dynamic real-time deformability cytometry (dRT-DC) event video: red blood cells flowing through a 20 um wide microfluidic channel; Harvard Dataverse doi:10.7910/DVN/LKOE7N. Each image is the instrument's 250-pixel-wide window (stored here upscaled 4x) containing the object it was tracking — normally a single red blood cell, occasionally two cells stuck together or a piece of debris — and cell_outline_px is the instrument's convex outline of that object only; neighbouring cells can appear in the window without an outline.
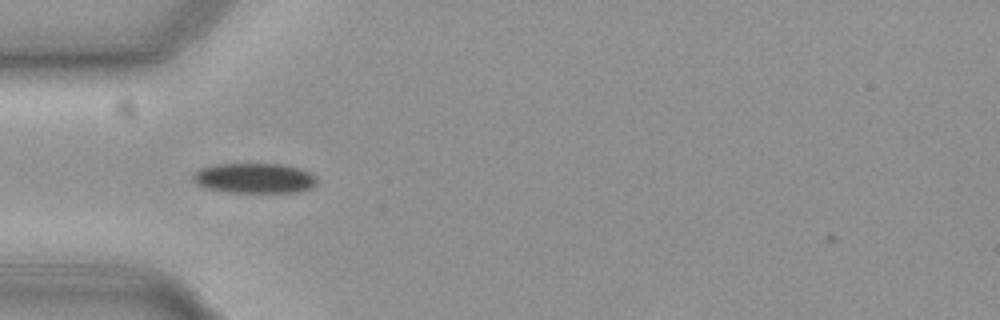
{"species": "common noctule bat (a hibernating species)", "species_latin": "Nyctalus noctula", "temperature_condition": "cold", "stored_images_in_passage": 37, "camera_frame_rate_fps": 3000, "um_per_image_px": 0.085, "animal": {"sex": "female", "body_mass_g": 19.3, "forearm_length_mm": 54.1}, "frame": {"image": 1, "passage_image": 2, "time_ms": 0.333, "image_size_px": [1000, 320], "cell_outline_px": [[316, 184], [300, 192], [228, 192], [204, 188], [196, 184], [192, 180], [192, 176], [200, 168], [216, 164], [284, 164], [300, 168], [316, 176]], "centroid_in_image_um": [21.6, 15.14], "position_along_channel_um": 63.4, "area_um2": 21.79}}
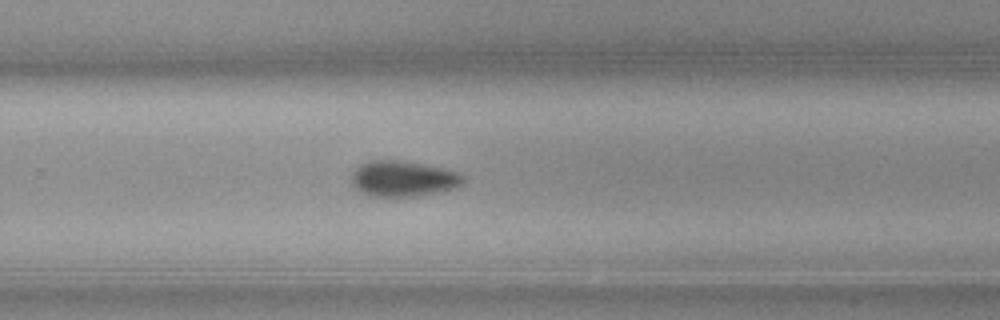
{"frame": {"image": 2, "passage_image": 21, "time_ms": 6.667, "image_size_px": [1000, 320], "cell_outline_px": [[464, 184], [456, 188], [440, 192], [420, 196], [368, 196], [352, 188], [352, 172], [360, 164], [368, 160], [400, 160], [460, 172], [464, 176]], "centroid_in_image_um": [34.25, 15.2], "position_along_channel_um": 295.5, "area_um2": 23.52}}
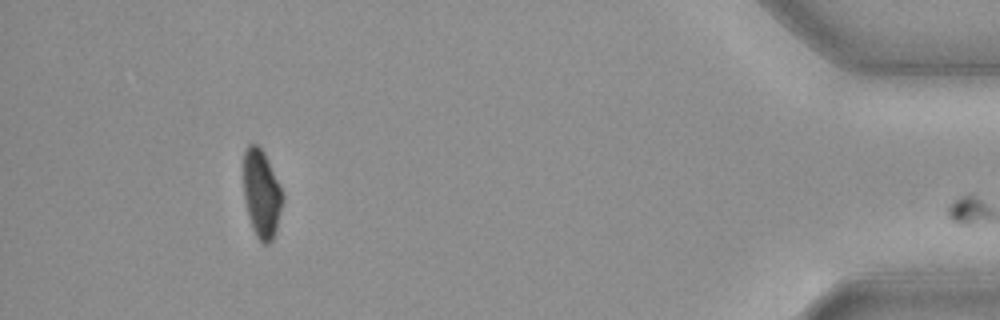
{"frame": {"image": 3, "passage_image": 36, "time_ms": 11.667, "image_size_px": [1000, 320], "cell_outline_px": [[284, 196], [276, 228], [272, 240], [268, 244], [264, 244], [256, 236], [252, 228], [248, 216], [244, 200], [244, 148], [248, 144], [256, 144], [264, 152]], "centroid_in_image_um": [22.21, 16.46], "position_along_channel_um": 413.0, "area_um2": 19.83}, "authors_computed_cell_mechanics": {"area_um2": 22.542, "velocity_mm_per_s": 3.6952, "shape_relaxation_time_tau1_ms": 2.8913, "shape_relaxation_time_tau2_ms": null, "deformation_change_tau1": 0.0882, "deformation_change_tau2": null}}